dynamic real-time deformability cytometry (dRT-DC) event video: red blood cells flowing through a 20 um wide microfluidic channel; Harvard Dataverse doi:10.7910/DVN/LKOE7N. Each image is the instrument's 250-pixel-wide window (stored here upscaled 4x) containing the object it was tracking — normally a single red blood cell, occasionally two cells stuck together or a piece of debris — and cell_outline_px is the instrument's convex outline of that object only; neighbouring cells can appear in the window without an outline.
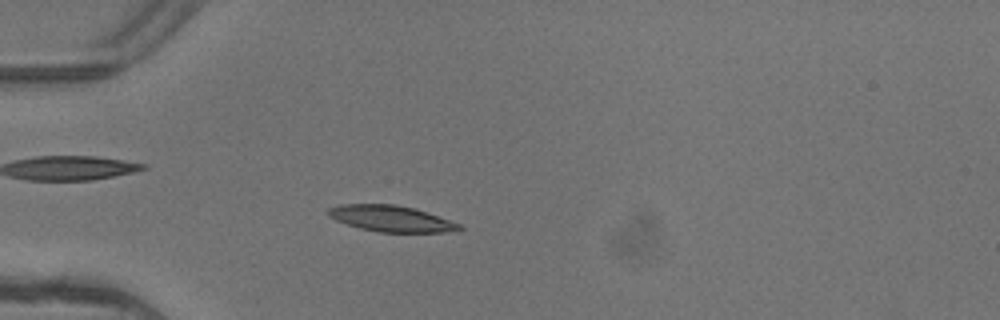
{"species": "common noctule bat (a hibernating species)", "species_latin": "Nyctalus noctula", "temperature_condition": "warm", "stored_images_in_passage": 6, "camera_frame_rate_fps": 3000, "um_per_image_px": 0.085, "animal": {"sex": "female"}, "frame": {"image": 1, "passage_image": 5, "time_ms": 1.333, "image_size_px": [1000, 320], "cell_outline_px": [[464, 228], [448, 232], [380, 232], [360, 228], [336, 220], [328, 216], [324, 212], [328, 208], [340, 204], [396, 204], [416, 208], [460, 224]], "centroid_in_image_um": [33.21, 18.57], "position_along_channel_um": 51.8, "area_um2": 20.0}}